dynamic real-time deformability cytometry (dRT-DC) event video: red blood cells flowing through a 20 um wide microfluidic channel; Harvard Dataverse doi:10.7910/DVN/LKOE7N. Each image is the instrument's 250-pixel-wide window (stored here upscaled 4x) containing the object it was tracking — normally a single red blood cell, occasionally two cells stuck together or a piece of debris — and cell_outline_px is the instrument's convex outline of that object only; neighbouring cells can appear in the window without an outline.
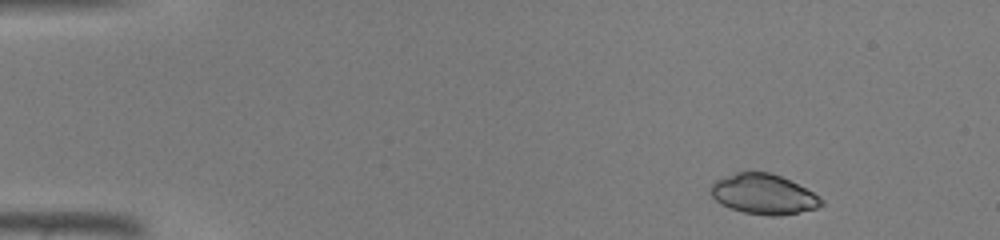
{"species": "common noctule bat (a hibernating species)", "species_latin": "Nyctalus noctula", "temperature_condition": "warm", "stored_images_in_passage": 43, "camera_frame_rate_fps": 3000, "um_per_image_px": 0.085, "animal": {"sex": "male", "body_mass_g": 19.0, "forearm_length_mm": 50.8}, "frame": {"image": 1, "passage_image": 3, "time_ms": 0.667, "image_size_px": [1000, 240], "cell_outline_px": [[824, 204], [816, 208], [780, 216], [768, 216], [744, 212], [720, 204], [712, 196], [712, 184], [716, 180], [736, 172], [768, 172], [780, 176], [820, 196], [824, 200]], "centroid_in_image_um": [64.91, 16.52], "position_along_channel_um": 20.1, "area_um2": 25.49}}
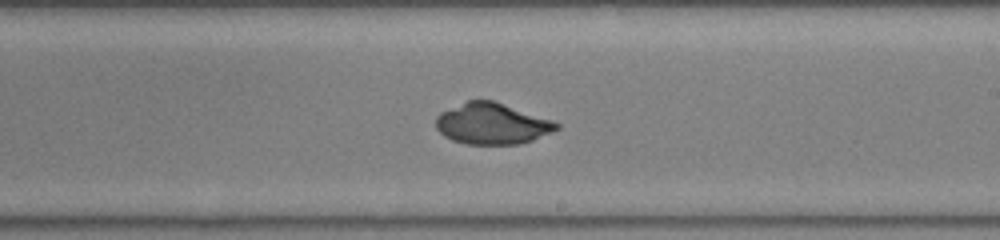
{"frame": {"image": 2, "passage_image": 25, "time_ms": 8.0, "image_size_px": [1000, 240], "cell_outline_px": [[560, 128], [552, 132], [532, 140], [520, 144], [464, 144], [452, 140], [444, 136], [436, 128], [436, 116], [440, 112], [468, 100], [492, 100], [552, 120], [560, 124]], "centroid_in_image_um": [41.81, 10.52], "position_along_channel_um": 247.2, "area_um2": 28.84}}
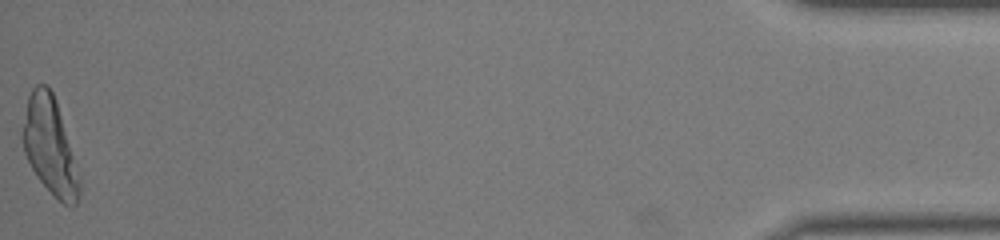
{"frame": {"image": 3, "passage_image": 43, "time_ms": 14.0, "image_size_px": [1000, 240], "cell_outline_px": [[80, 192], [76, 204], [64, 204], [40, 180], [32, 168], [24, 152], [20, 132], [28, 96], [32, 88], [36, 84], [48, 84], [56, 100], [80, 180]], "centroid_in_image_um": [4.19, 12.34], "position_along_channel_um": 431.0, "area_um2": 31.5}}